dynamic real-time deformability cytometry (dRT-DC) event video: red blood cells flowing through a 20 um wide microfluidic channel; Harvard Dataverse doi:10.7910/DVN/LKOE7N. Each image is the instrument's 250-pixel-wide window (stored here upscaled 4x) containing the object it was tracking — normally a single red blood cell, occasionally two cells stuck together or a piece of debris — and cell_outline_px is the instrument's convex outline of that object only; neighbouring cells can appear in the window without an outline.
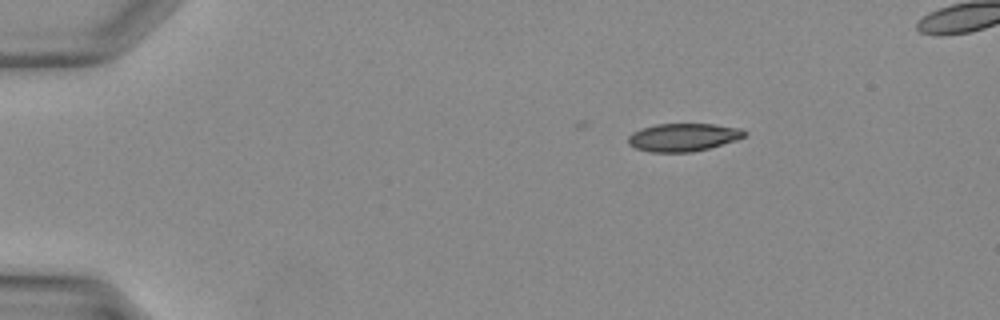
{"species": "Egyptian fruit bat (a non-hibernating species)", "species_latin": "Rousettus aegyptiacus", "temperature_condition": "warm", "stored_images_in_passage": 4, "camera_frame_rate_fps": 3000, "um_per_image_px": 0.085, "animal": {"sex": "female"}, "frame": {"image": 1, "passage_image": 1, "time_ms": 0.0, "image_size_px": [1000, 320], "cell_outline_px": [[748, 132], [744, 136], [736, 140], [708, 148], [692, 152], [652, 152], [636, 148], [628, 144], [628, 136], [632, 132], [656, 124], [716, 124], [740, 128]], "centroid_in_image_um": [58.08, 11.66], "position_along_channel_um": 26.9, "area_um2": 18.84}}